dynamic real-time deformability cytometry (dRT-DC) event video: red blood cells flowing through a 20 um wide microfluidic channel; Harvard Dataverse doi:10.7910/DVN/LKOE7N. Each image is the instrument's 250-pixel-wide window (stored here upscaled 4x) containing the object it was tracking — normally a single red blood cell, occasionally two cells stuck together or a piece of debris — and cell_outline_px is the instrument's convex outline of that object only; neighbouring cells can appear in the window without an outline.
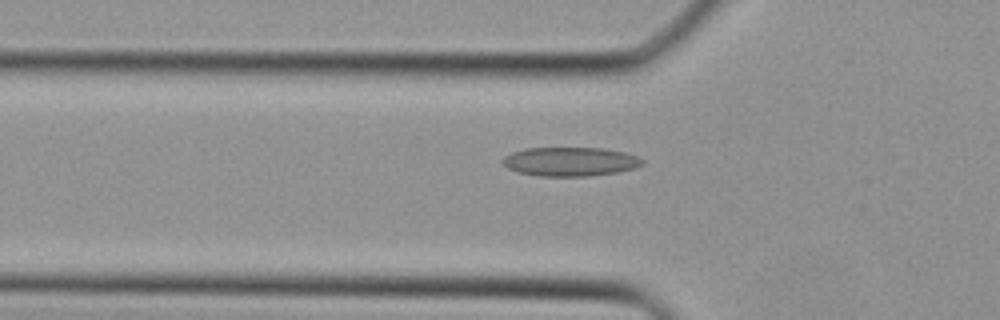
{"species": "Egyptian fruit bat (a non-hibernating species)", "species_latin": "Rousettus aegyptiacus", "temperature_condition": "cold", "stored_images_in_passage": 34, "camera_frame_rate_fps": 3000, "um_per_image_px": 0.085, "animal": {"sex": "female"}, "frame": {"image": 1, "passage_image": 12, "time_ms": 3.667, "image_size_px": [1000, 320], "cell_outline_px": [[644, 164], [636, 168], [616, 172], [588, 176], [540, 176], [516, 172], [508, 168], [500, 160], [504, 156], [512, 152], [524, 148], [604, 148], [624, 152], [636, 156], [644, 160]], "centroid_in_image_um": [48.45, 13.73], "position_along_channel_um": 77.3, "area_um2": 23.7}}
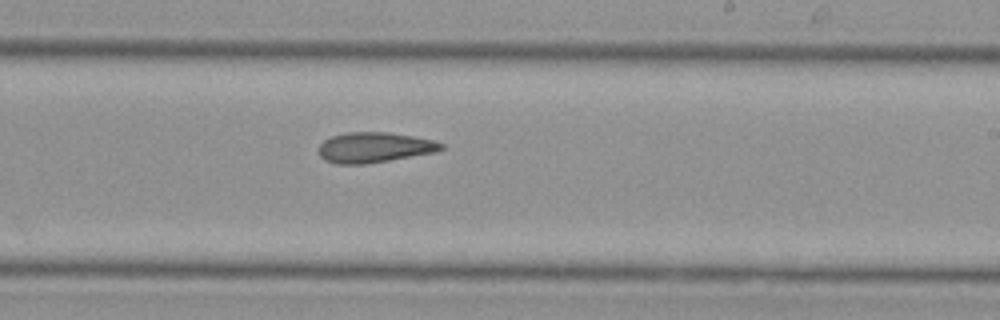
{"frame": {"image": 2, "passage_image": 22, "time_ms": 7.0, "image_size_px": [1000, 320], "cell_outline_px": [[444, 148], [436, 152], [368, 164], [336, 164], [324, 160], [320, 156], [320, 144], [324, 140], [332, 136], [348, 132], [388, 132], [412, 136], [432, 140], [444, 144]], "centroid_in_image_um": [31.82, 12.54], "position_along_channel_um": 257.2, "area_um2": 21.62}}
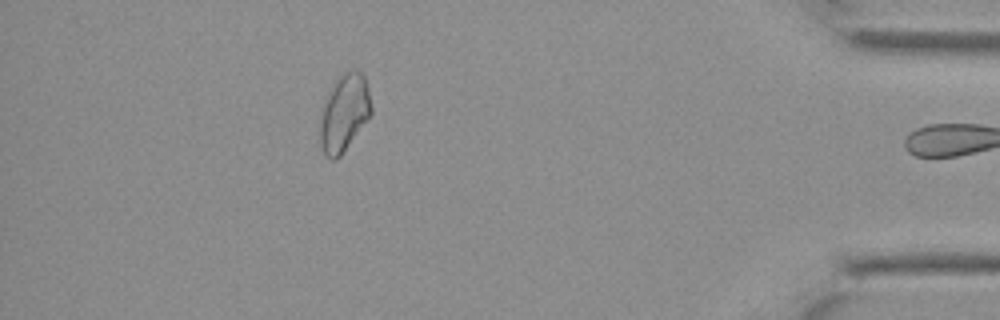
{"frame": {"image": 3, "passage_image": 33, "time_ms": 10.667, "image_size_px": [1000, 320], "cell_outline_px": [[372, 116], [340, 156], [336, 160], [332, 160], [324, 152], [320, 144], [320, 116], [324, 100], [336, 76], [344, 72], [356, 68], [364, 76], [368, 88], [372, 108]], "centroid_in_image_um": [29.27, 9.56], "position_along_channel_um": 405.9, "area_um2": 23.47}}